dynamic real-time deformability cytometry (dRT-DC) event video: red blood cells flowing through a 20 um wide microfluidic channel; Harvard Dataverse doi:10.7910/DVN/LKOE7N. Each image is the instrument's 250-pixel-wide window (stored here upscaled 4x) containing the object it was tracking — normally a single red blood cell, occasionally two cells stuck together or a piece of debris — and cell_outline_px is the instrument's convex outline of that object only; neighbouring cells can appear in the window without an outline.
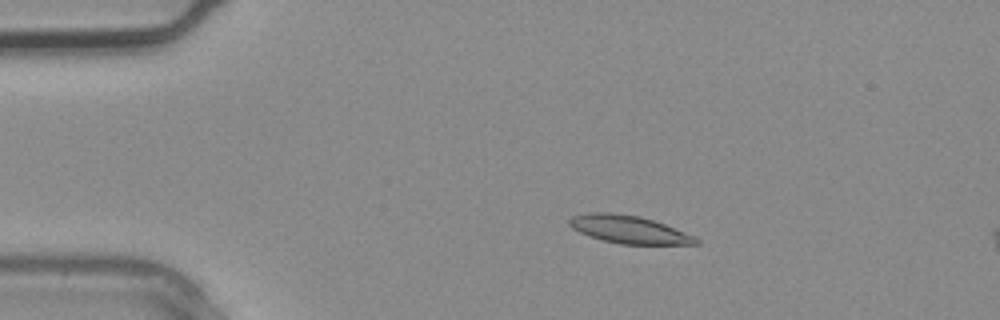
{"species": "common noctule bat (a hibernating species)", "species_latin": "Nyctalus noctula", "temperature_condition": "warm", "stored_images_in_passage": 4, "camera_frame_rate_fps": 3000, "um_per_image_px": 0.085, "animal": {"sex": "male", "body_mass_g": 20.4}, "frame": {"image": 1, "passage_image": 2, "time_ms": 0.333, "image_size_px": [1000, 320], "cell_outline_px": [[700, 244], [620, 244], [588, 236], [572, 228], [568, 224], [568, 220], [572, 216], [588, 212], [608, 212], [640, 216], [664, 224], [692, 236], [700, 240]], "centroid_in_image_um": [53.39, 19.5], "position_along_channel_um": 31.6, "area_um2": 20.29}}